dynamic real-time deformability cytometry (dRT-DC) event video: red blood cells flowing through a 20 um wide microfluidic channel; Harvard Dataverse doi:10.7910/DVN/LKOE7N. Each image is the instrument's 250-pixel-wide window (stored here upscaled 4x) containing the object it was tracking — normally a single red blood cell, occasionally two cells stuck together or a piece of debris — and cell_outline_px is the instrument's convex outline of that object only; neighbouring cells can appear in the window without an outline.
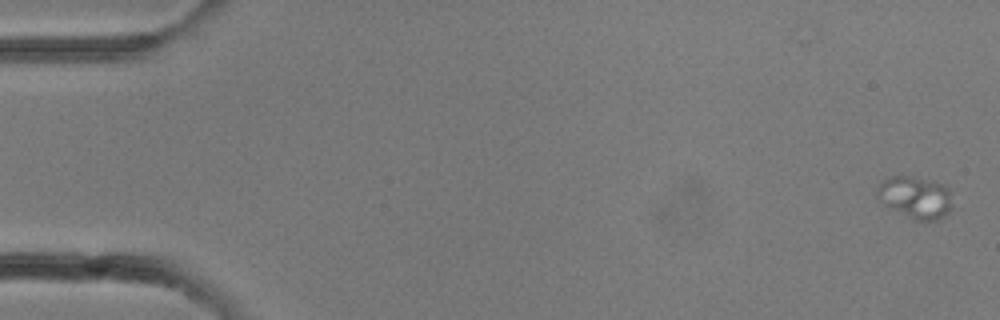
{"species": "common noctule bat (a hibernating species)", "species_latin": "Nyctalus noctula", "temperature_condition": "room temperature", "stored_images_in_passage": 29, "camera_frame_rate_fps": 3000, "um_per_image_px": 0.085, "animal": {"sex": "female"}, "frame": {"image": 1, "passage_image": 1, "time_ms": 0.0, "image_size_px": [1000, 320], "cell_outline_px": [[952, 204], [948, 212], [940, 220], [916, 220], [884, 204], [880, 200], [876, 192], [880, 184], [884, 180], [892, 176], [908, 176], [940, 184], [948, 188]], "centroid_in_image_um": [77.82, 16.79], "position_along_channel_um": 7.2, "area_um2": 17.8}}
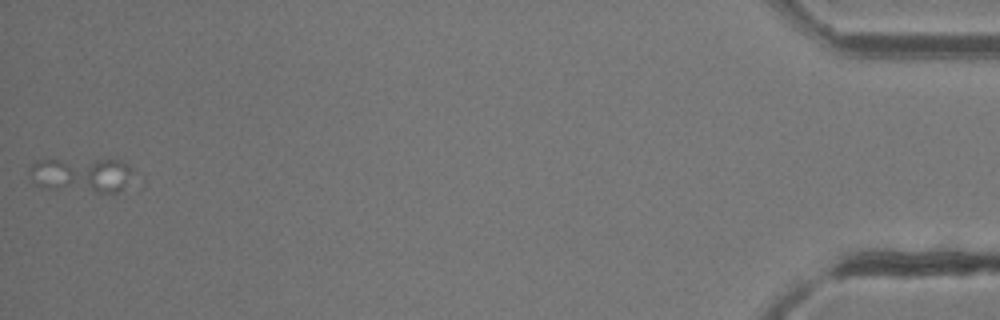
{"frame": {"image": 2, "passage_image": 29, "time_ms": 9.333, "image_size_px": [1000, 320], "cell_outline_px": [[144, 188], [120, 192], [96, 192], [44, 188], [32, 184], [28, 172], [28, 168], [36, 160], [120, 160], [128, 164], [144, 176]], "centroid_in_image_um": [7.3, 14.93], "position_along_channel_um": 427.9, "area_um2": 23.29}}